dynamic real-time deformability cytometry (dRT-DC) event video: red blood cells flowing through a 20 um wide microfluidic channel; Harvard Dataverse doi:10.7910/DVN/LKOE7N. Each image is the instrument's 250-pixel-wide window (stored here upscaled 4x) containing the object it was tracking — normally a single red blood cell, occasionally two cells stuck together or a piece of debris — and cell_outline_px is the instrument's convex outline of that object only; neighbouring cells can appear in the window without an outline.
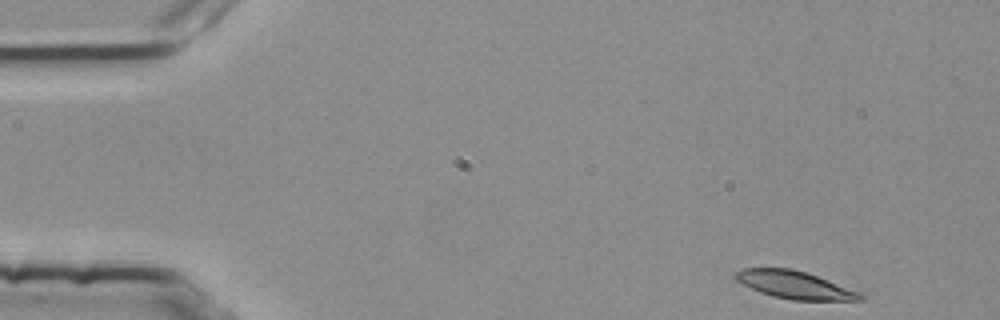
{"species": "common noctule bat (a hibernating species)", "species_latin": "Nyctalus noctula", "temperature_condition": "room temperature", "stored_images_in_passage": 3, "camera_frame_rate_fps": 3000, "um_per_image_px": 0.085, "animal": {"sex": "female", "body_mass_g": 25.1}, "frame": {"image": 1, "passage_image": 1, "time_ms": 0.0, "image_size_px": [1000, 320], "cell_outline_px": [[864, 300], [792, 300], [772, 296], [760, 292], [736, 280], [732, 276], [736, 272], [744, 268], [792, 268], [816, 276], [860, 292], [864, 296]], "centroid_in_image_um": [67.53, 24.22], "position_along_channel_um": 17.5, "area_um2": 19.83}}
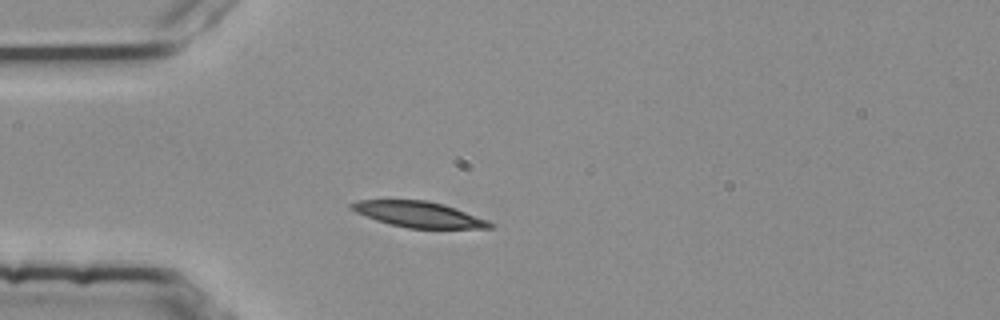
{"frame": {"image": 2, "passage_image": 3, "time_ms": 0.667, "image_size_px": [1000, 320], "cell_outline_px": [[492, 228], [408, 228], [376, 220], [356, 212], [348, 208], [348, 204], [356, 200], [424, 200], [444, 204], [456, 208], [488, 220], [492, 224]], "centroid_in_image_um": [35.55, 18.21], "position_along_channel_um": 49.4, "area_um2": 20.63}}